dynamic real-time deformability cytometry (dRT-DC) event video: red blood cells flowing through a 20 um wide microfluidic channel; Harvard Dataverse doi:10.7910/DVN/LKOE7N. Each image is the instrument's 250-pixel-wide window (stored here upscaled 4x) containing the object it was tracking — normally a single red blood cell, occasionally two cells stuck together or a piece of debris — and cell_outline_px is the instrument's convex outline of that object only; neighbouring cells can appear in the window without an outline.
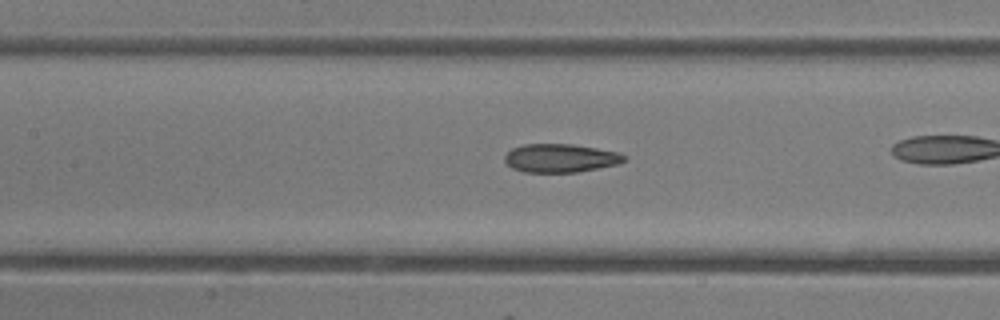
{"species": "common noctule bat (a hibernating species)", "species_latin": "Nyctalus noctula", "temperature_condition": "room temperature", "stored_images_in_passage": 36, "camera_frame_rate_fps": 3000, "um_per_image_px": 0.085, "animal": {"sex": "female"}, "frame": {"image": 1, "passage_image": 21, "time_ms": 6.667, "image_size_px": [1000, 320], "cell_outline_px": [[628, 156], [620, 164], [576, 172], [524, 172], [512, 168], [504, 160], [504, 156], [512, 148], [524, 144], [572, 144], [620, 152]], "centroid_in_image_um": [47.66, 13.43], "position_along_channel_um": 159.7, "area_um2": 19.88}}